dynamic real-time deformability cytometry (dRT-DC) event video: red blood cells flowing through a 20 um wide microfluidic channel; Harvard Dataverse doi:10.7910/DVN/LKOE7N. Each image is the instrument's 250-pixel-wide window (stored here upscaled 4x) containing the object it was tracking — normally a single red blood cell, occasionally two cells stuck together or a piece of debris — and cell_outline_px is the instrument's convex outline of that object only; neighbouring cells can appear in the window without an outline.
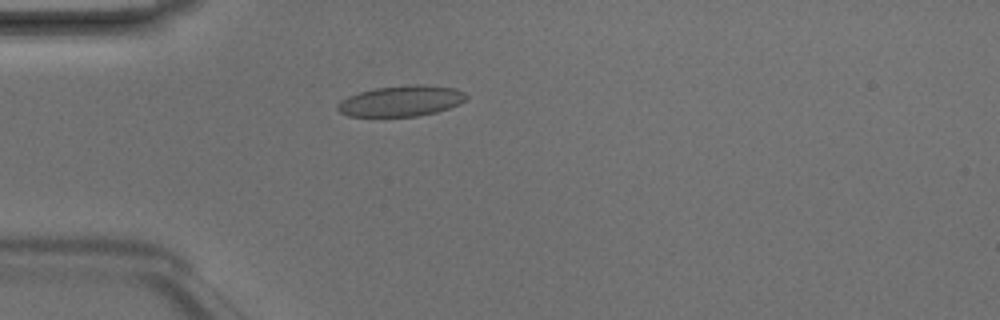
{"species": "Egyptian fruit bat (a non-hibernating species)", "species_latin": "Rousettus aegyptiacus", "temperature_condition": "room temperature", "stored_images_in_passage": 1, "camera_frame_rate_fps": 3000, "um_per_image_px": 0.085, "animal": {"sex": "male"}, "frame": {"image": 1, "passage_image": 1, "time_ms": 0.0, "image_size_px": [1000, 320], "cell_outline_px": [[468, 96], [460, 104], [436, 112], [416, 116], [348, 116], [340, 112], [336, 108], [336, 104], [340, 100], [348, 96], [360, 92], [376, 88], [412, 84], [424, 84], [456, 88], [464, 92]], "centroid_in_image_um": [34.1, 8.57], "position_along_channel_um": 50.9, "area_um2": 23.12}}